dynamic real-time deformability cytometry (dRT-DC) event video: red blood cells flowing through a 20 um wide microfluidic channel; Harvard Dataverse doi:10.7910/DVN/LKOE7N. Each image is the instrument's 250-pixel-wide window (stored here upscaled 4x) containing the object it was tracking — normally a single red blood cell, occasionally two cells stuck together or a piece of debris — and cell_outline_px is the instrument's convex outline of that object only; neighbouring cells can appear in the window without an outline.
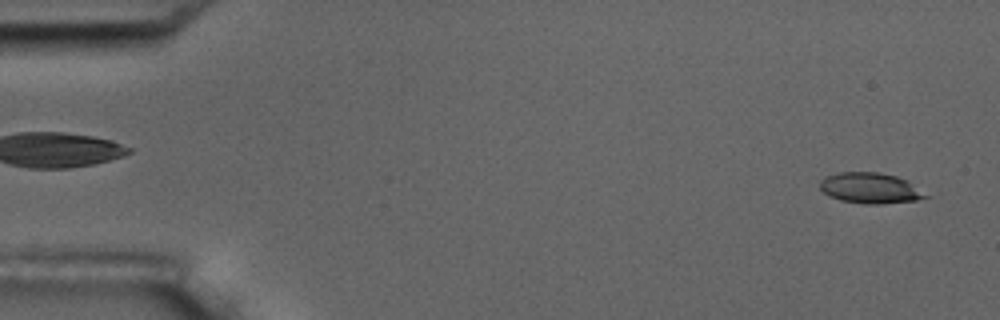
{"species": "common noctule bat (a hibernating species)", "species_latin": "Nyctalus noctula", "temperature_condition": "room temperature", "stored_images_in_passage": 5, "segment_of_instrument_passage": [2, 2], "camera_frame_rate_fps": 3000, "um_per_image_px": 0.085, "animal": {"sex": "male", "body_mass_g": 17.5, "forearm_length_mm": 52.3}, "frame": {"image": 1, "passage_image": 5, "time_ms": 4.667, "image_size_px": [1000, 320], "cell_outline_px": [[932, 196], [916, 200], [880, 204], [864, 204], [840, 200], [828, 196], [820, 188], [820, 180], [828, 176], [840, 172], [876, 172], [896, 176], [908, 180]], "centroid_in_image_um": [74.01, 15.99], "position_along_channel_um": 11.0, "area_um2": 19.02}}